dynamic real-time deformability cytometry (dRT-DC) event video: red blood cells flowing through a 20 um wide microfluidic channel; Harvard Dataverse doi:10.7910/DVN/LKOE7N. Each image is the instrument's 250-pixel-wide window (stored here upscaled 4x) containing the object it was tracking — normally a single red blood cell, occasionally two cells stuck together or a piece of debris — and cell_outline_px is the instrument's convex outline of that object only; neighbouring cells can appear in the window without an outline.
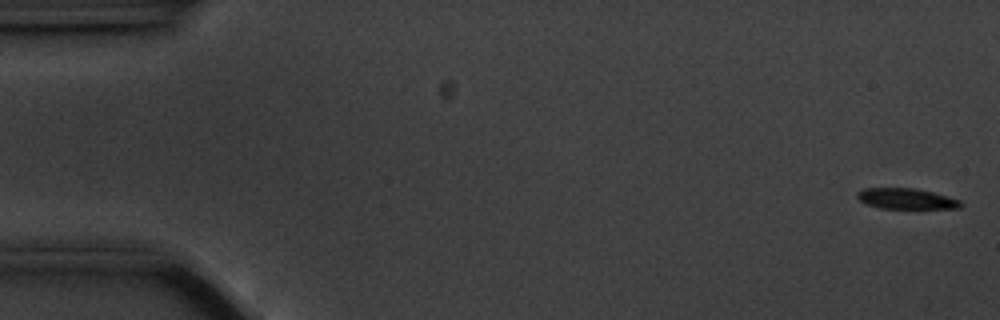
{"species": "common noctule bat (a hibernating species)", "species_latin": "Nyctalus noctula", "temperature_condition": "cold", "stored_images_in_passage": 20, "camera_frame_rate_fps": 3000, "um_per_image_px": 0.085, "animal": {"sex": "male", "body_mass_g": 20.1, "forearm_length_mm": 53.5}, "frame": {"image": 1, "passage_image": 2, "time_ms": 0.333, "image_size_px": [1000, 320], "cell_outline_px": [[964, 204], [960, 208], [880, 208], [868, 204], [860, 200], [856, 196], [856, 192], [864, 188], [916, 188], [932, 192], [960, 200]], "centroid_in_image_um": [77.03, 16.88], "position_along_channel_um": 8.0, "area_um2": 12.37}}
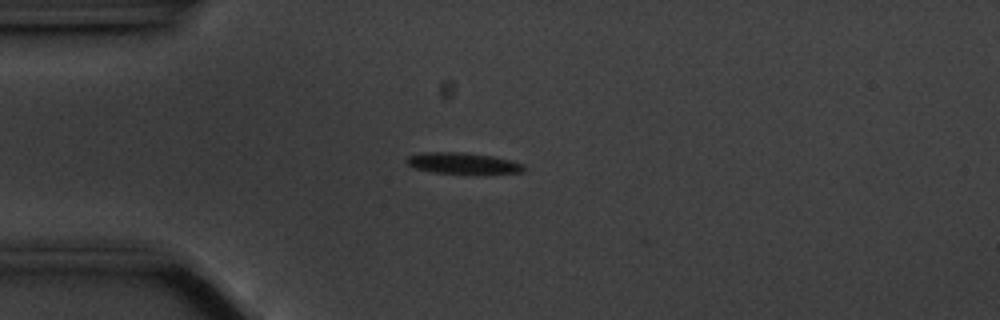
{"frame": {"image": 2, "passage_image": 15, "time_ms": 4.667, "image_size_px": [1000, 320], "cell_outline_px": [[524, 172], [432, 172], [416, 168], [408, 164], [404, 160], [408, 156], [420, 152], [464, 152], [492, 156], [524, 164]], "centroid_in_image_um": [39.26, 13.84], "position_along_channel_um": 45.7, "area_um2": 13.87}}
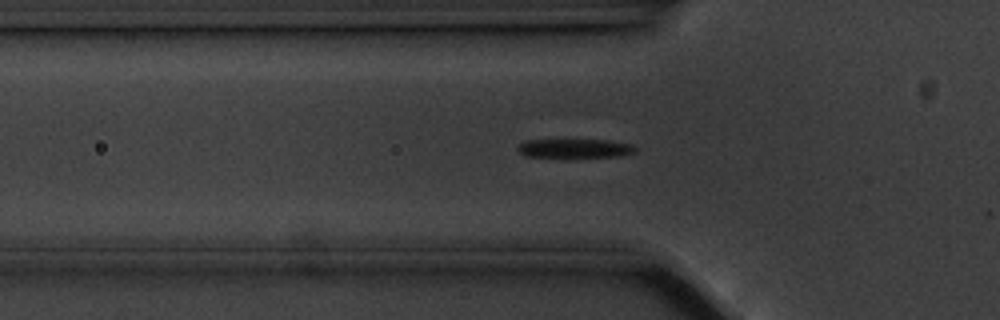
{"frame": {"image": 3, "passage_image": 19, "time_ms": 6.0, "image_size_px": [1000, 320], "cell_outline_px": [[636, 152], [624, 156], [568, 160], [524, 156], [516, 148], [524, 140], [608, 140], [632, 144], [636, 148]], "centroid_in_image_um": [48.87, 12.67], "position_along_channel_um": 76.9, "area_um2": 14.16}}